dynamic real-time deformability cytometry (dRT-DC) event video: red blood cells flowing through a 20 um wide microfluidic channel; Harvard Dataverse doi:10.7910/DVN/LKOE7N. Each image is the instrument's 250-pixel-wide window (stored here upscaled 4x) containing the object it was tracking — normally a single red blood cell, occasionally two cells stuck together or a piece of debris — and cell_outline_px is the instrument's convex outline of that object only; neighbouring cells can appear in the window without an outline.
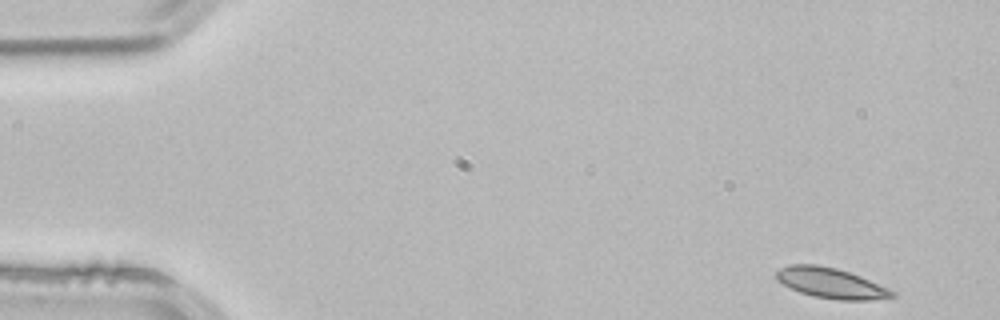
{"species": "common noctule bat (a hibernating species)", "species_latin": "Nyctalus noctula", "temperature_condition": "room temperature", "stored_images_in_passage": 3, "camera_frame_rate_fps": 3000, "um_per_image_px": 0.085, "animal": {"sex": "male", "body_mass_g": 21.5, "forearm_length_mm": 52.0}, "frame": {"image": 1, "passage_image": 1, "time_ms": 0.0, "image_size_px": [1000, 320], "cell_outline_px": [[896, 296], [872, 300], [840, 300], [812, 296], [800, 292], [776, 280], [776, 272], [780, 268], [788, 264], [816, 264], [836, 268], [860, 276], [888, 288], [896, 292]], "centroid_in_image_um": [70.62, 24.06], "position_along_channel_um": 14.4, "area_um2": 20.4}}
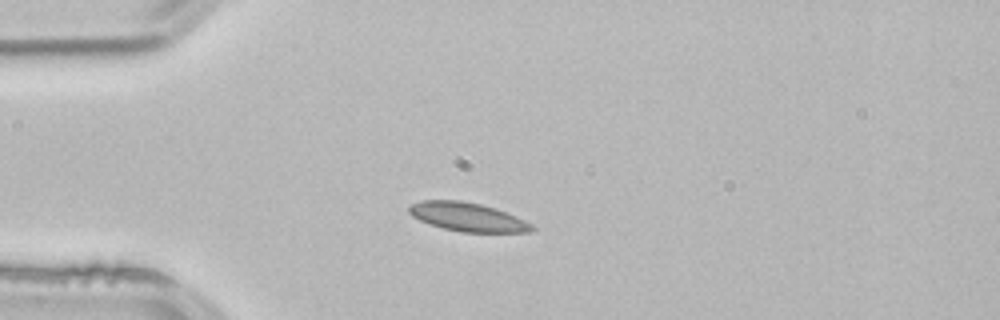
{"frame": {"image": 2, "passage_image": 3, "time_ms": 0.667, "image_size_px": [1000, 320], "cell_outline_px": [[536, 228], [532, 232], [460, 232], [444, 228], [420, 220], [412, 216], [408, 212], [408, 204], [420, 200], [460, 200], [480, 204], [496, 208], [524, 220], [532, 224]], "centroid_in_image_um": [39.73, 18.43], "position_along_channel_um": 45.3, "area_um2": 20.58}}